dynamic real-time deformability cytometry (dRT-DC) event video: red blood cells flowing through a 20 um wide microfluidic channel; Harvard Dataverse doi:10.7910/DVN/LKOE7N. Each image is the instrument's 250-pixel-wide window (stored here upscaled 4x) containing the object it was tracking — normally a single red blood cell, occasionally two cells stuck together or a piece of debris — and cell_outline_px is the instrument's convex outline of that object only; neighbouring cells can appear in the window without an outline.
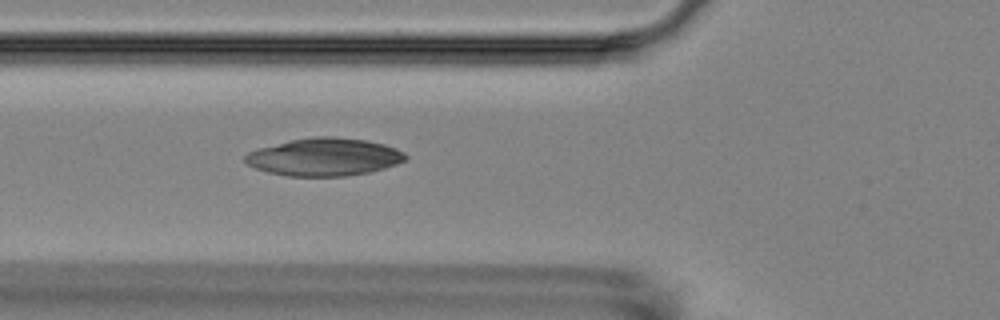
{"species": "Egyptian fruit bat (a non-hibernating species)", "species_latin": "Rousettus aegyptiacus", "temperature_condition": "room temperature", "stored_images_in_passage": 2, "camera_frame_rate_fps": 3000, "um_per_image_px": 0.085, "animal": {"sex": "female"}, "frame": {"image": 1, "passage_image": 2, "time_ms": 1.0, "image_size_px": [1000, 320], "cell_outline_px": [[408, 160], [384, 168], [368, 172], [344, 176], [288, 176], [268, 172], [256, 168], [248, 164], [244, 160], [244, 156], [248, 152], [260, 148], [292, 140], [316, 136], [332, 136], [364, 140], [384, 144], [396, 148], [404, 152], [408, 156]], "centroid_in_image_um": [27.59, 13.34], "position_along_channel_um": 98.2, "area_um2": 35.03}}